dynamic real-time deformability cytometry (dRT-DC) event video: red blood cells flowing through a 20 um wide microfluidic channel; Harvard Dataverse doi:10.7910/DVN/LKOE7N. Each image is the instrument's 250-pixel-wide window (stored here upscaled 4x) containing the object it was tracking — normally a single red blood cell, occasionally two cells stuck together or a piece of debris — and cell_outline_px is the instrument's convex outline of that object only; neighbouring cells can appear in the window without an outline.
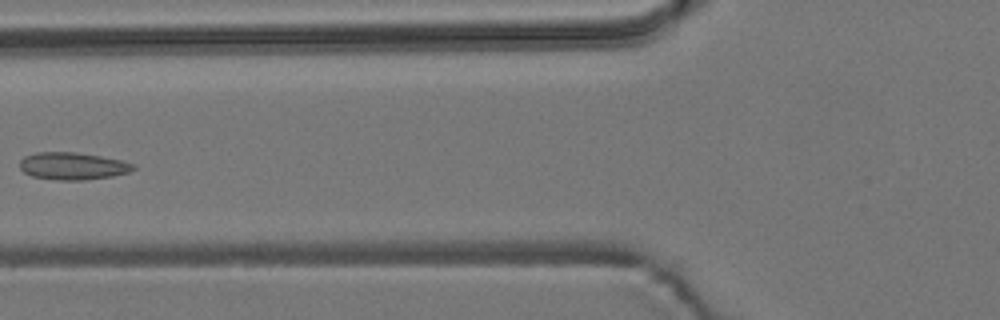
{"species": "common noctule bat (a hibernating species)", "species_latin": "Nyctalus noctula", "temperature_condition": "room temperature", "stored_images_in_passage": 6, "camera_frame_rate_fps": 3000, "um_per_image_px": 0.085, "animal": {"sex": "male", "body_mass_g": 19.2, "forearm_length_mm": 51.8}, "frame": {"image": 1, "passage_image": 4, "time_ms": 3.667, "image_size_px": [1000, 320], "cell_outline_px": [[136, 168], [128, 172], [112, 176], [84, 180], [56, 180], [32, 176], [24, 172], [20, 168], [20, 160], [24, 156], [36, 152], [76, 152], [100, 156], [120, 160], [132, 164]], "centroid_in_image_um": [6.14, 14.11], "position_along_channel_um": 119.7, "area_um2": 17.98}}
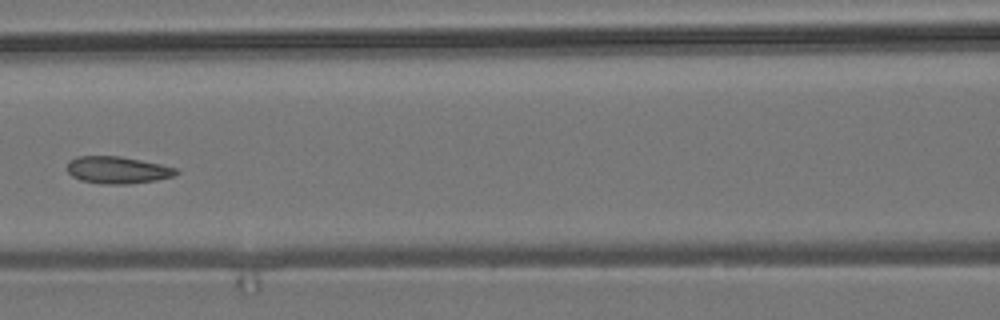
{"frame": {"image": 2, "passage_image": 5, "time_ms": 4.667, "image_size_px": [1000, 320], "cell_outline_px": [[180, 172], [172, 176], [156, 180], [128, 184], [100, 184], [80, 180], [72, 176], [68, 172], [68, 160], [76, 156], [120, 156], [160, 164], [176, 168]], "centroid_in_image_um": [9.96, 14.45], "position_along_channel_um": 156.6, "area_um2": 17.22}}
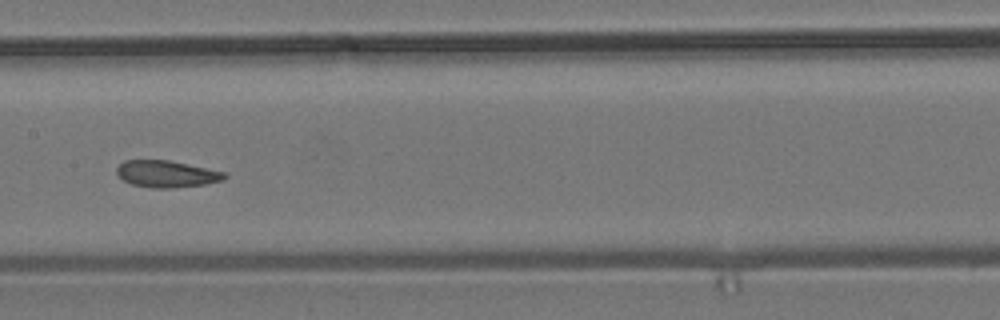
{"frame": {"image": 3, "passage_image": 6, "time_ms": 5.667, "image_size_px": [1000, 320], "cell_outline_px": [[228, 176], [224, 180], [204, 184], [172, 188], [152, 188], [132, 184], [124, 180], [116, 172], [116, 168], [124, 160], [168, 160], [224, 172]], "centroid_in_image_um": [14.15, 14.78], "position_along_channel_um": 193.2, "area_um2": 16.65}}